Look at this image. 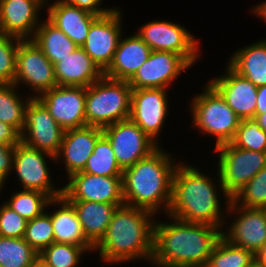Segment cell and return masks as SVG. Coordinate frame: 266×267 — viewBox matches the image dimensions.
<instances>
[{
	"label": "cell",
	"instance_id": "obj_36",
	"mask_svg": "<svg viewBox=\"0 0 266 267\" xmlns=\"http://www.w3.org/2000/svg\"><path fill=\"white\" fill-rule=\"evenodd\" d=\"M23 238L38 254L54 242L53 225L46 210L27 222Z\"/></svg>",
	"mask_w": 266,
	"mask_h": 267
},
{
	"label": "cell",
	"instance_id": "obj_33",
	"mask_svg": "<svg viewBox=\"0 0 266 267\" xmlns=\"http://www.w3.org/2000/svg\"><path fill=\"white\" fill-rule=\"evenodd\" d=\"M252 262H254L252 251L237 247L221 237L205 267H248Z\"/></svg>",
	"mask_w": 266,
	"mask_h": 267
},
{
	"label": "cell",
	"instance_id": "obj_21",
	"mask_svg": "<svg viewBox=\"0 0 266 267\" xmlns=\"http://www.w3.org/2000/svg\"><path fill=\"white\" fill-rule=\"evenodd\" d=\"M102 134L103 128L90 125L65 130L55 160L58 163L62 158L68 177L84 169L96 141Z\"/></svg>",
	"mask_w": 266,
	"mask_h": 267
},
{
	"label": "cell",
	"instance_id": "obj_44",
	"mask_svg": "<svg viewBox=\"0 0 266 267\" xmlns=\"http://www.w3.org/2000/svg\"><path fill=\"white\" fill-rule=\"evenodd\" d=\"M254 262L260 266L266 267V244L262 247L257 249L253 253Z\"/></svg>",
	"mask_w": 266,
	"mask_h": 267
},
{
	"label": "cell",
	"instance_id": "obj_40",
	"mask_svg": "<svg viewBox=\"0 0 266 267\" xmlns=\"http://www.w3.org/2000/svg\"><path fill=\"white\" fill-rule=\"evenodd\" d=\"M16 145L0 144V193L3 190L4 183L8 180L12 172L13 157Z\"/></svg>",
	"mask_w": 266,
	"mask_h": 267
},
{
	"label": "cell",
	"instance_id": "obj_15",
	"mask_svg": "<svg viewBox=\"0 0 266 267\" xmlns=\"http://www.w3.org/2000/svg\"><path fill=\"white\" fill-rule=\"evenodd\" d=\"M229 213L238 215L222 230V237L229 243L250 250L253 253L266 244V209L242 207L230 201L226 208Z\"/></svg>",
	"mask_w": 266,
	"mask_h": 267
},
{
	"label": "cell",
	"instance_id": "obj_47",
	"mask_svg": "<svg viewBox=\"0 0 266 267\" xmlns=\"http://www.w3.org/2000/svg\"><path fill=\"white\" fill-rule=\"evenodd\" d=\"M31 267H49L44 262H42L39 258L32 264Z\"/></svg>",
	"mask_w": 266,
	"mask_h": 267
},
{
	"label": "cell",
	"instance_id": "obj_8",
	"mask_svg": "<svg viewBox=\"0 0 266 267\" xmlns=\"http://www.w3.org/2000/svg\"><path fill=\"white\" fill-rule=\"evenodd\" d=\"M136 34L152 51H169L182 55L191 65L199 60V41L180 24L154 20L144 24Z\"/></svg>",
	"mask_w": 266,
	"mask_h": 267
},
{
	"label": "cell",
	"instance_id": "obj_17",
	"mask_svg": "<svg viewBox=\"0 0 266 267\" xmlns=\"http://www.w3.org/2000/svg\"><path fill=\"white\" fill-rule=\"evenodd\" d=\"M64 129L86 126V87L59 86L36 97Z\"/></svg>",
	"mask_w": 266,
	"mask_h": 267
},
{
	"label": "cell",
	"instance_id": "obj_29",
	"mask_svg": "<svg viewBox=\"0 0 266 267\" xmlns=\"http://www.w3.org/2000/svg\"><path fill=\"white\" fill-rule=\"evenodd\" d=\"M18 88L15 84H0V121L12 126L21 135L25 109L32 97L29 95L22 100L20 93H17Z\"/></svg>",
	"mask_w": 266,
	"mask_h": 267
},
{
	"label": "cell",
	"instance_id": "obj_27",
	"mask_svg": "<svg viewBox=\"0 0 266 267\" xmlns=\"http://www.w3.org/2000/svg\"><path fill=\"white\" fill-rule=\"evenodd\" d=\"M228 65L256 87L266 85V40L236 50Z\"/></svg>",
	"mask_w": 266,
	"mask_h": 267
},
{
	"label": "cell",
	"instance_id": "obj_41",
	"mask_svg": "<svg viewBox=\"0 0 266 267\" xmlns=\"http://www.w3.org/2000/svg\"><path fill=\"white\" fill-rule=\"evenodd\" d=\"M65 2L70 3L76 7L89 11L95 15L102 16L105 15L112 8H102L101 2L102 0H63Z\"/></svg>",
	"mask_w": 266,
	"mask_h": 267
},
{
	"label": "cell",
	"instance_id": "obj_24",
	"mask_svg": "<svg viewBox=\"0 0 266 267\" xmlns=\"http://www.w3.org/2000/svg\"><path fill=\"white\" fill-rule=\"evenodd\" d=\"M54 70L59 86L88 87L104 76V72L82 47L55 63Z\"/></svg>",
	"mask_w": 266,
	"mask_h": 267
},
{
	"label": "cell",
	"instance_id": "obj_7",
	"mask_svg": "<svg viewBox=\"0 0 266 267\" xmlns=\"http://www.w3.org/2000/svg\"><path fill=\"white\" fill-rule=\"evenodd\" d=\"M217 172L225 193L232 198L261 169L266 167V152L245 150L226 143L215 147Z\"/></svg>",
	"mask_w": 266,
	"mask_h": 267
},
{
	"label": "cell",
	"instance_id": "obj_45",
	"mask_svg": "<svg viewBox=\"0 0 266 267\" xmlns=\"http://www.w3.org/2000/svg\"><path fill=\"white\" fill-rule=\"evenodd\" d=\"M251 11L252 14L259 16L266 22V1L256 4V6H253V10Z\"/></svg>",
	"mask_w": 266,
	"mask_h": 267
},
{
	"label": "cell",
	"instance_id": "obj_5",
	"mask_svg": "<svg viewBox=\"0 0 266 267\" xmlns=\"http://www.w3.org/2000/svg\"><path fill=\"white\" fill-rule=\"evenodd\" d=\"M131 92L128 81L105 76L86 87V124L104 128L129 119Z\"/></svg>",
	"mask_w": 266,
	"mask_h": 267
},
{
	"label": "cell",
	"instance_id": "obj_28",
	"mask_svg": "<svg viewBox=\"0 0 266 267\" xmlns=\"http://www.w3.org/2000/svg\"><path fill=\"white\" fill-rule=\"evenodd\" d=\"M31 39L53 64L69 56L78 48L72 40L47 18L40 22Z\"/></svg>",
	"mask_w": 266,
	"mask_h": 267
},
{
	"label": "cell",
	"instance_id": "obj_2",
	"mask_svg": "<svg viewBox=\"0 0 266 267\" xmlns=\"http://www.w3.org/2000/svg\"><path fill=\"white\" fill-rule=\"evenodd\" d=\"M170 222L154 224L151 265L156 267H205L222 229L182 221L167 215Z\"/></svg>",
	"mask_w": 266,
	"mask_h": 267
},
{
	"label": "cell",
	"instance_id": "obj_38",
	"mask_svg": "<svg viewBox=\"0 0 266 267\" xmlns=\"http://www.w3.org/2000/svg\"><path fill=\"white\" fill-rule=\"evenodd\" d=\"M20 38L0 33V84H14Z\"/></svg>",
	"mask_w": 266,
	"mask_h": 267
},
{
	"label": "cell",
	"instance_id": "obj_6",
	"mask_svg": "<svg viewBox=\"0 0 266 267\" xmlns=\"http://www.w3.org/2000/svg\"><path fill=\"white\" fill-rule=\"evenodd\" d=\"M191 101L192 127L216 137L215 147L230 143L241 119L220 93L208 82L203 92L195 95Z\"/></svg>",
	"mask_w": 266,
	"mask_h": 267
},
{
	"label": "cell",
	"instance_id": "obj_12",
	"mask_svg": "<svg viewBox=\"0 0 266 267\" xmlns=\"http://www.w3.org/2000/svg\"><path fill=\"white\" fill-rule=\"evenodd\" d=\"M64 132L46 107L37 98H31L25 109L21 142L55 157L59 152Z\"/></svg>",
	"mask_w": 266,
	"mask_h": 267
},
{
	"label": "cell",
	"instance_id": "obj_26",
	"mask_svg": "<svg viewBox=\"0 0 266 267\" xmlns=\"http://www.w3.org/2000/svg\"><path fill=\"white\" fill-rule=\"evenodd\" d=\"M55 204L58 209L52 214L47 211L53 225L54 242L78 245L87 251H94V246L85 238L73 206L63 196L56 198Z\"/></svg>",
	"mask_w": 266,
	"mask_h": 267
},
{
	"label": "cell",
	"instance_id": "obj_35",
	"mask_svg": "<svg viewBox=\"0 0 266 267\" xmlns=\"http://www.w3.org/2000/svg\"><path fill=\"white\" fill-rule=\"evenodd\" d=\"M230 143L237 148L266 152V132L254 117L247 118L240 121L235 136Z\"/></svg>",
	"mask_w": 266,
	"mask_h": 267
},
{
	"label": "cell",
	"instance_id": "obj_14",
	"mask_svg": "<svg viewBox=\"0 0 266 267\" xmlns=\"http://www.w3.org/2000/svg\"><path fill=\"white\" fill-rule=\"evenodd\" d=\"M62 187L67 201H95L97 203L125 204L122 177H107L76 172Z\"/></svg>",
	"mask_w": 266,
	"mask_h": 267
},
{
	"label": "cell",
	"instance_id": "obj_39",
	"mask_svg": "<svg viewBox=\"0 0 266 267\" xmlns=\"http://www.w3.org/2000/svg\"><path fill=\"white\" fill-rule=\"evenodd\" d=\"M27 220L9 208L4 202L0 206V236L7 238H23Z\"/></svg>",
	"mask_w": 266,
	"mask_h": 267
},
{
	"label": "cell",
	"instance_id": "obj_32",
	"mask_svg": "<svg viewBox=\"0 0 266 267\" xmlns=\"http://www.w3.org/2000/svg\"><path fill=\"white\" fill-rule=\"evenodd\" d=\"M39 254L24 238H7L0 236V266L31 267Z\"/></svg>",
	"mask_w": 266,
	"mask_h": 267
},
{
	"label": "cell",
	"instance_id": "obj_1",
	"mask_svg": "<svg viewBox=\"0 0 266 267\" xmlns=\"http://www.w3.org/2000/svg\"><path fill=\"white\" fill-rule=\"evenodd\" d=\"M216 175L217 185V180H212L194 165L179 162L172 177L171 201L167 214L182 221L207 224L222 230L225 225L227 227L218 193L221 190L225 196V208L231 198L224 191L219 173Z\"/></svg>",
	"mask_w": 266,
	"mask_h": 267
},
{
	"label": "cell",
	"instance_id": "obj_19",
	"mask_svg": "<svg viewBox=\"0 0 266 267\" xmlns=\"http://www.w3.org/2000/svg\"><path fill=\"white\" fill-rule=\"evenodd\" d=\"M46 0H0V33L31 39L40 25Z\"/></svg>",
	"mask_w": 266,
	"mask_h": 267
},
{
	"label": "cell",
	"instance_id": "obj_37",
	"mask_svg": "<svg viewBox=\"0 0 266 267\" xmlns=\"http://www.w3.org/2000/svg\"><path fill=\"white\" fill-rule=\"evenodd\" d=\"M231 201L242 207L266 208V167L237 191Z\"/></svg>",
	"mask_w": 266,
	"mask_h": 267
},
{
	"label": "cell",
	"instance_id": "obj_11",
	"mask_svg": "<svg viewBox=\"0 0 266 267\" xmlns=\"http://www.w3.org/2000/svg\"><path fill=\"white\" fill-rule=\"evenodd\" d=\"M110 141L117 163L122 170L148 157L159 145L130 119L103 128Z\"/></svg>",
	"mask_w": 266,
	"mask_h": 267
},
{
	"label": "cell",
	"instance_id": "obj_46",
	"mask_svg": "<svg viewBox=\"0 0 266 267\" xmlns=\"http://www.w3.org/2000/svg\"><path fill=\"white\" fill-rule=\"evenodd\" d=\"M255 119L258 121L260 127L266 132V111H264V113L262 114L257 115Z\"/></svg>",
	"mask_w": 266,
	"mask_h": 267
},
{
	"label": "cell",
	"instance_id": "obj_9",
	"mask_svg": "<svg viewBox=\"0 0 266 267\" xmlns=\"http://www.w3.org/2000/svg\"><path fill=\"white\" fill-rule=\"evenodd\" d=\"M14 84L29 87L32 98L57 86L54 64L44 55L32 39H21L16 55Z\"/></svg>",
	"mask_w": 266,
	"mask_h": 267
},
{
	"label": "cell",
	"instance_id": "obj_3",
	"mask_svg": "<svg viewBox=\"0 0 266 267\" xmlns=\"http://www.w3.org/2000/svg\"><path fill=\"white\" fill-rule=\"evenodd\" d=\"M155 214L122 205L114 211L105 236L94 247L103 262L116 264L141 259L151 262Z\"/></svg>",
	"mask_w": 266,
	"mask_h": 267
},
{
	"label": "cell",
	"instance_id": "obj_42",
	"mask_svg": "<svg viewBox=\"0 0 266 267\" xmlns=\"http://www.w3.org/2000/svg\"><path fill=\"white\" fill-rule=\"evenodd\" d=\"M21 135L10 125L0 121V144L17 145Z\"/></svg>",
	"mask_w": 266,
	"mask_h": 267
},
{
	"label": "cell",
	"instance_id": "obj_48",
	"mask_svg": "<svg viewBox=\"0 0 266 267\" xmlns=\"http://www.w3.org/2000/svg\"><path fill=\"white\" fill-rule=\"evenodd\" d=\"M248 267H264V266H260L255 262H252Z\"/></svg>",
	"mask_w": 266,
	"mask_h": 267
},
{
	"label": "cell",
	"instance_id": "obj_20",
	"mask_svg": "<svg viewBox=\"0 0 266 267\" xmlns=\"http://www.w3.org/2000/svg\"><path fill=\"white\" fill-rule=\"evenodd\" d=\"M226 66V74L217 76L209 83L241 120L255 118L257 87L235 72L228 64Z\"/></svg>",
	"mask_w": 266,
	"mask_h": 267
},
{
	"label": "cell",
	"instance_id": "obj_22",
	"mask_svg": "<svg viewBox=\"0 0 266 267\" xmlns=\"http://www.w3.org/2000/svg\"><path fill=\"white\" fill-rule=\"evenodd\" d=\"M48 1L46 0L47 19L78 47H82L91 24L99 16L63 0L53 1L54 3H48Z\"/></svg>",
	"mask_w": 266,
	"mask_h": 267
},
{
	"label": "cell",
	"instance_id": "obj_31",
	"mask_svg": "<svg viewBox=\"0 0 266 267\" xmlns=\"http://www.w3.org/2000/svg\"><path fill=\"white\" fill-rule=\"evenodd\" d=\"M9 208L17 212L27 221L40 216L48 206L55 204L46 194L35 190H22L15 192L8 201L4 202Z\"/></svg>",
	"mask_w": 266,
	"mask_h": 267
},
{
	"label": "cell",
	"instance_id": "obj_4",
	"mask_svg": "<svg viewBox=\"0 0 266 267\" xmlns=\"http://www.w3.org/2000/svg\"><path fill=\"white\" fill-rule=\"evenodd\" d=\"M170 155L171 153L164 151L160 145L148 157L123 170L125 205L143 208L154 214L163 210L167 215L171 201L172 177L179 164Z\"/></svg>",
	"mask_w": 266,
	"mask_h": 267
},
{
	"label": "cell",
	"instance_id": "obj_23",
	"mask_svg": "<svg viewBox=\"0 0 266 267\" xmlns=\"http://www.w3.org/2000/svg\"><path fill=\"white\" fill-rule=\"evenodd\" d=\"M151 48L136 34L121 36L117 49L104 76L114 80L129 81L147 61Z\"/></svg>",
	"mask_w": 266,
	"mask_h": 267
},
{
	"label": "cell",
	"instance_id": "obj_16",
	"mask_svg": "<svg viewBox=\"0 0 266 267\" xmlns=\"http://www.w3.org/2000/svg\"><path fill=\"white\" fill-rule=\"evenodd\" d=\"M164 88L132 89L129 119L159 146L158 135L167 118L169 103Z\"/></svg>",
	"mask_w": 266,
	"mask_h": 267
},
{
	"label": "cell",
	"instance_id": "obj_18",
	"mask_svg": "<svg viewBox=\"0 0 266 267\" xmlns=\"http://www.w3.org/2000/svg\"><path fill=\"white\" fill-rule=\"evenodd\" d=\"M192 65L182 56L169 51H151L147 61L128 81L132 89L170 87Z\"/></svg>",
	"mask_w": 266,
	"mask_h": 267
},
{
	"label": "cell",
	"instance_id": "obj_34",
	"mask_svg": "<svg viewBox=\"0 0 266 267\" xmlns=\"http://www.w3.org/2000/svg\"><path fill=\"white\" fill-rule=\"evenodd\" d=\"M87 252L78 245L53 242L39 254V259L49 267H77Z\"/></svg>",
	"mask_w": 266,
	"mask_h": 267
},
{
	"label": "cell",
	"instance_id": "obj_13",
	"mask_svg": "<svg viewBox=\"0 0 266 267\" xmlns=\"http://www.w3.org/2000/svg\"><path fill=\"white\" fill-rule=\"evenodd\" d=\"M119 8L109 10L99 16L90 26L88 36L82 46L87 55L104 72L112 62L122 36V12Z\"/></svg>",
	"mask_w": 266,
	"mask_h": 267
},
{
	"label": "cell",
	"instance_id": "obj_25",
	"mask_svg": "<svg viewBox=\"0 0 266 267\" xmlns=\"http://www.w3.org/2000/svg\"><path fill=\"white\" fill-rule=\"evenodd\" d=\"M75 209L85 238L95 247L105 236L112 215L124 204L68 201Z\"/></svg>",
	"mask_w": 266,
	"mask_h": 267
},
{
	"label": "cell",
	"instance_id": "obj_43",
	"mask_svg": "<svg viewBox=\"0 0 266 267\" xmlns=\"http://www.w3.org/2000/svg\"><path fill=\"white\" fill-rule=\"evenodd\" d=\"M266 111V85L257 87V101L255 117Z\"/></svg>",
	"mask_w": 266,
	"mask_h": 267
},
{
	"label": "cell",
	"instance_id": "obj_10",
	"mask_svg": "<svg viewBox=\"0 0 266 267\" xmlns=\"http://www.w3.org/2000/svg\"><path fill=\"white\" fill-rule=\"evenodd\" d=\"M46 157L52 159L51 162L56 161L54 156L20 141L15 146L12 170L16 172L24 190L39 191L50 199H56L62 196V187L56 188L52 182Z\"/></svg>",
	"mask_w": 266,
	"mask_h": 267
},
{
	"label": "cell",
	"instance_id": "obj_30",
	"mask_svg": "<svg viewBox=\"0 0 266 267\" xmlns=\"http://www.w3.org/2000/svg\"><path fill=\"white\" fill-rule=\"evenodd\" d=\"M82 172L107 177H122L123 170L117 163L112 145L102 134L95 143L93 153L87 159Z\"/></svg>",
	"mask_w": 266,
	"mask_h": 267
}]
</instances>
